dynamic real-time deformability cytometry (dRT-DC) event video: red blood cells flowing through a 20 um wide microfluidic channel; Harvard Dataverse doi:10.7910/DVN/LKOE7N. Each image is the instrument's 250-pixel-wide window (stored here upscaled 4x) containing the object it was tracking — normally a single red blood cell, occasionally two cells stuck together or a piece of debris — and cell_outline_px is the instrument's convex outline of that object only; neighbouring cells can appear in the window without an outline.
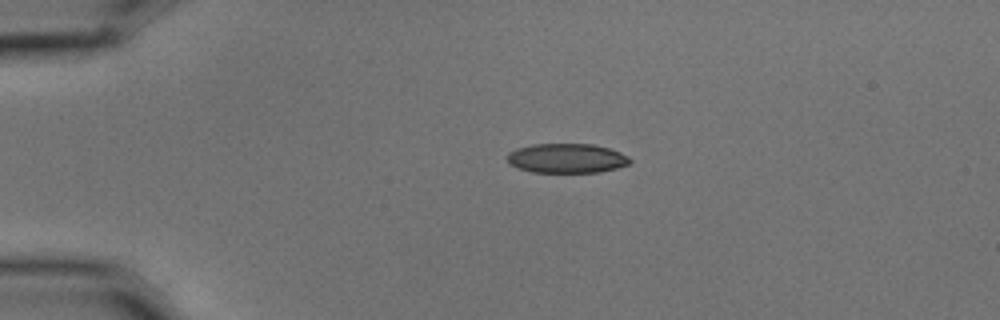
{"species": "common noctule bat (a hibernating species)", "species_latin": "Nyctalus noctula", "temperature_condition": "cold", "stored_images_in_passage": 3, "camera_frame_rate_fps": 3000, "um_per_image_px": 0.085, "animal": {"sex": "male", "body_mass_g": 15.6}, "frame": {"image": 1, "passage_image": 2, "time_ms": 0.333, "image_size_px": [1000, 320], "cell_outline_px": [[632, 160], [628, 164], [616, 168], [600, 172], [532, 172], [508, 164], [508, 152], [516, 148], [532, 144], [592, 144], [608, 148], [620, 152], [628, 156]], "centroid_in_image_um": [48.16, 13.45], "position_along_channel_um": 36.8, "area_um2": 21.04}}